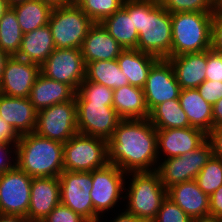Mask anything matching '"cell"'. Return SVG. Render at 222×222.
<instances>
[{
    "label": "cell",
    "mask_w": 222,
    "mask_h": 222,
    "mask_svg": "<svg viewBox=\"0 0 222 222\" xmlns=\"http://www.w3.org/2000/svg\"><path fill=\"white\" fill-rule=\"evenodd\" d=\"M107 161L125 173L156 171L157 129L148 118L119 122L107 140Z\"/></svg>",
    "instance_id": "6da1fadb"
},
{
    "label": "cell",
    "mask_w": 222,
    "mask_h": 222,
    "mask_svg": "<svg viewBox=\"0 0 222 222\" xmlns=\"http://www.w3.org/2000/svg\"><path fill=\"white\" fill-rule=\"evenodd\" d=\"M127 14L133 15L139 35L137 50L159 59L171 57V14L158 0H127Z\"/></svg>",
    "instance_id": "7a4b0ae2"
},
{
    "label": "cell",
    "mask_w": 222,
    "mask_h": 222,
    "mask_svg": "<svg viewBox=\"0 0 222 222\" xmlns=\"http://www.w3.org/2000/svg\"><path fill=\"white\" fill-rule=\"evenodd\" d=\"M16 166L32 178L59 177L63 168V143L39 136L24 134L16 143Z\"/></svg>",
    "instance_id": "3957f363"
},
{
    "label": "cell",
    "mask_w": 222,
    "mask_h": 222,
    "mask_svg": "<svg viewBox=\"0 0 222 222\" xmlns=\"http://www.w3.org/2000/svg\"><path fill=\"white\" fill-rule=\"evenodd\" d=\"M126 178H129L127 183L130 182L124 189L125 211L144 222H152L167 197L159 174L156 171L129 172Z\"/></svg>",
    "instance_id": "277c9868"
},
{
    "label": "cell",
    "mask_w": 222,
    "mask_h": 222,
    "mask_svg": "<svg viewBox=\"0 0 222 222\" xmlns=\"http://www.w3.org/2000/svg\"><path fill=\"white\" fill-rule=\"evenodd\" d=\"M213 13L178 12L171 14V57L211 49Z\"/></svg>",
    "instance_id": "5b68a950"
},
{
    "label": "cell",
    "mask_w": 222,
    "mask_h": 222,
    "mask_svg": "<svg viewBox=\"0 0 222 222\" xmlns=\"http://www.w3.org/2000/svg\"><path fill=\"white\" fill-rule=\"evenodd\" d=\"M94 22L73 4L53 8L49 28L58 49H81L89 28Z\"/></svg>",
    "instance_id": "8992f818"
},
{
    "label": "cell",
    "mask_w": 222,
    "mask_h": 222,
    "mask_svg": "<svg viewBox=\"0 0 222 222\" xmlns=\"http://www.w3.org/2000/svg\"><path fill=\"white\" fill-rule=\"evenodd\" d=\"M107 164V140L103 138L77 133L63 143L64 170L92 172Z\"/></svg>",
    "instance_id": "52a82bcc"
},
{
    "label": "cell",
    "mask_w": 222,
    "mask_h": 222,
    "mask_svg": "<svg viewBox=\"0 0 222 222\" xmlns=\"http://www.w3.org/2000/svg\"><path fill=\"white\" fill-rule=\"evenodd\" d=\"M127 173L113 164L92 171V189L90 197L94 208V222L99 216L104 217L112 208L119 207L118 202L124 200Z\"/></svg>",
    "instance_id": "ba28073f"
},
{
    "label": "cell",
    "mask_w": 222,
    "mask_h": 222,
    "mask_svg": "<svg viewBox=\"0 0 222 222\" xmlns=\"http://www.w3.org/2000/svg\"><path fill=\"white\" fill-rule=\"evenodd\" d=\"M213 155V147L207 138L199 147L174 158L159 159L156 172L163 186H171L194 180Z\"/></svg>",
    "instance_id": "9c48e42d"
},
{
    "label": "cell",
    "mask_w": 222,
    "mask_h": 222,
    "mask_svg": "<svg viewBox=\"0 0 222 222\" xmlns=\"http://www.w3.org/2000/svg\"><path fill=\"white\" fill-rule=\"evenodd\" d=\"M39 136L66 143L77 129V105L75 97L66 102L57 103L37 113L36 128Z\"/></svg>",
    "instance_id": "30bf717a"
},
{
    "label": "cell",
    "mask_w": 222,
    "mask_h": 222,
    "mask_svg": "<svg viewBox=\"0 0 222 222\" xmlns=\"http://www.w3.org/2000/svg\"><path fill=\"white\" fill-rule=\"evenodd\" d=\"M85 69L81 49L56 48L40 66V73L49 79L69 85L77 92L85 80Z\"/></svg>",
    "instance_id": "8fae6325"
},
{
    "label": "cell",
    "mask_w": 222,
    "mask_h": 222,
    "mask_svg": "<svg viewBox=\"0 0 222 222\" xmlns=\"http://www.w3.org/2000/svg\"><path fill=\"white\" fill-rule=\"evenodd\" d=\"M60 201L88 222H94V208L90 197L92 172L67 171L59 175Z\"/></svg>",
    "instance_id": "7c38bea8"
},
{
    "label": "cell",
    "mask_w": 222,
    "mask_h": 222,
    "mask_svg": "<svg viewBox=\"0 0 222 222\" xmlns=\"http://www.w3.org/2000/svg\"><path fill=\"white\" fill-rule=\"evenodd\" d=\"M113 103L76 102L78 133L108 140L122 120Z\"/></svg>",
    "instance_id": "4fadbf2b"
},
{
    "label": "cell",
    "mask_w": 222,
    "mask_h": 222,
    "mask_svg": "<svg viewBox=\"0 0 222 222\" xmlns=\"http://www.w3.org/2000/svg\"><path fill=\"white\" fill-rule=\"evenodd\" d=\"M32 177L17 166L0 174V214L27 216Z\"/></svg>",
    "instance_id": "5bb4252c"
},
{
    "label": "cell",
    "mask_w": 222,
    "mask_h": 222,
    "mask_svg": "<svg viewBox=\"0 0 222 222\" xmlns=\"http://www.w3.org/2000/svg\"><path fill=\"white\" fill-rule=\"evenodd\" d=\"M180 91L171 63L159 59L150 69L143 87L148 111L167 100L179 99Z\"/></svg>",
    "instance_id": "9a60e30c"
},
{
    "label": "cell",
    "mask_w": 222,
    "mask_h": 222,
    "mask_svg": "<svg viewBox=\"0 0 222 222\" xmlns=\"http://www.w3.org/2000/svg\"><path fill=\"white\" fill-rule=\"evenodd\" d=\"M40 73L38 64L28 62L16 56H10L6 61L0 80V94L27 98Z\"/></svg>",
    "instance_id": "2e32d148"
},
{
    "label": "cell",
    "mask_w": 222,
    "mask_h": 222,
    "mask_svg": "<svg viewBox=\"0 0 222 222\" xmlns=\"http://www.w3.org/2000/svg\"><path fill=\"white\" fill-rule=\"evenodd\" d=\"M206 139V133L193 127L157 129L158 157L167 159L181 156L199 147Z\"/></svg>",
    "instance_id": "e0dca14e"
},
{
    "label": "cell",
    "mask_w": 222,
    "mask_h": 222,
    "mask_svg": "<svg viewBox=\"0 0 222 222\" xmlns=\"http://www.w3.org/2000/svg\"><path fill=\"white\" fill-rule=\"evenodd\" d=\"M60 203L59 177L32 178L26 216L30 222H41Z\"/></svg>",
    "instance_id": "ac0fdd59"
},
{
    "label": "cell",
    "mask_w": 222,
    "mask_h": 222,
    "mask_svg": "<svg viewBox=\"0 0 222 222\" xmlns=\"http://www.w3.org/2000/svg\"><path fill=\"white\" fill-rule=\"evenodd\" d=\"M38 111L29 98L0 94V117L21 136L35 131Z\"/></svg>",
    "instance_id": "d6986e66"
},
{
    "label": "cell",
    "mask_w": 222,
    "mask_h": 222,
    "mask_svg": "<svg viewBox=\"0 0 222 222\" xmlns=\"http://www.w3.org/2000/svg\"><path fill=\"white\" fill-rule=\"evenodd\" d=\"M124 49L101 23H94L88 30L81 53L85 64L92 61L117 59Z\"/></svg>",
    "instance_id": "ffe728a7"
},
{
    "label": "cell",
    "mask_w": 222,
    "mask_h": 222,
    "mask_svg": "<svg viewBox=\"0 0 222 222\" xmlns=\"http://www.w3.org/2000/svg\"><path fill=\"white\" fill-rule=\"evenodd\" d=\"M167 60L181 89L197 88L206 80L207 51L186 53Z\"/></svg>",
    "instance_id": "44dd1931"
},
{
    "label": "cell",
    "mask_w": 222,
    "mask_h": 222,
    "mask_svg": "<svg viewBox=\"0 0 222 222\" xmlns=\"http://www.w3.org/2000/svg\"><path fill=\"white\" fill-rule=\"evenodd\" d=\"M167 197L190 218L210 215L209 196L199 188L195 179L171 186L167 189Z\"/></svg>",
    "instance_id": "7402d4cb"
},
{
    "label": "cell",
    "mask_w": 222,
    "mask_h": 222,
    "mask_svg": "<svg viewBox=\"0 0 222 222\" xmlns=\"http://www.w3.org/2000/svg\"><path fill=\"white\" fill-rule=\"evenodd\" d=\"M74 97L75 91L69 85L39 73L28 98L35 109L40 111L54 104L70 101Z\"/></svg>",
    "instance_id": "603a6c76"
},
{
    "label": "cell",
    "mask_w": 222,
    "mask_h": 222,
    "mask_svg": "<svg viewBox=\"0 0 222 222\" xmlns=\"http://www.w3.org/2000/svg\"><path fill=\"white\" fill-rule=\"evenodd\" d=\"M179 102L187 114L190 127L208 135L213 128L212 105L203 99L197 88L181 89Z\"/></svg>",
    "instance_id": "cb8c5ba5"
},
{
    "label": "cell",
    "mask_w": 222,
    "mask_h": 222,
    "mask_svg": "<svg viewBox=\"0 0 222 222\" xmlns=\"http://www.w3.org/2000/svg\"><path fill=\"white\" fill-rule=\"evenodd\" d=\"M116 60L129 84L143 89L150 69L159 58L137 49H124Z\"/></svg>",
    "instance_id": "d4e9b609"
},
{
    "label": "cell",
    "mask_w": 222,
    "mask_h": 222,
    "mask_svg": "<svg viewBox=\"0 0 222 222\" xmlns=\"http://www.w3.org/2000/svg\"><path fill=\"white\" fill-rule=\"evenodd\" d=\"M56 49L49 25L23 34L21 47L16 57L39 66Z\"/></svg>",
    "instance_id": "484cf974"
},
{
    "label": "cell",
    "mask_w": 222,
    "mask_h": 222,
    "mask_svg": "<svg viewBox=\"0 0 222 222\" xmlns=\"http://www.w3.org/2000/svg\"><path fill=\"white\" fill-rule=\"evenodd\" d=\"M112 105L122 120L149 117L143 89L130 84L113 90Z\"/></svg>",
    "instance_id": "4316f807"
},
{
    "label": "cell",
    "mask_w": 222,
    "mask_h": 222,
    "mask_svg": "<svg viewBox=\"0 0 222 222\" xmlns=\"http://www.w3.org/2000/svg\"><path fill=\"white\" fill-rule=\"evenodd\" d=\"M101 25L123 49L137 48L139 35L134 27L133 15L127 14V0L113 15L106 17Z\"/></svg>",
    "instance_id": "83f0119b"
},
{
    "label": "cell",
    "mask_w": 222,
    "mask_h": 222,
    "mask_svg": "<svg viewBox=\"0 0 222 222\" xmlns=\"http://www.w3.org/2000/svg\"><path fill=\"white\" fill-rule=\"evenodd\" d=\"M18 19L23 34L49 23L53 8L41 0H26L11 7Z\"/></svg>",
    "instance_id": "f1b7e54d"
},
{
    "label": "cell",
    "mask_w": 222,
    "mask_h": 222,
    "mask_svg": "<svg viewBox=\"0 0 222 222\" xmlns=\"http://www.w3.org/2000/svg\"><path fill=\"white\" fill-rule=\"evenodd\" d=\"M85 80L102 84L113 90L129 84L116 59L86 63Z\"/></svg>",
    "instance_id": "f546056e"
},
{
    "label": "cell",
    "mask_w": 222,
    "mask_h": 222,
    "mask_svg": "<svg viewBox=\"0 0 222 222\" xmlns=\"http://www.w3.org/2000/svg\"><path fill=\"white\" fill-rule=\"evenodd\" d=\"M148 120L156 129L190 127L187 114L180 106L179 99L167 100L155 106L149 112Z\"/></svg>",
    "instance_id": "4dcf8cb0"
},
{
    "label": "cell",
    "mask_w": 222,
    "mask_h": 222,
    "mask_svg": "<svg viewBox=\"0 0 222 222\" xmlns=\"http://www.w3.org/2000/svg\"><path fill=\"white\" fill-rule=\"evenodd\" d=\"M23 33L14 10L10 7L0 19V48L10 56L20 50Z\"/></svg>",
    "instance_id": "1f68e13d"
},
{
    "label": "cell",
    "mask_w": 222,
    "mask_h": 222,
    "mask_svg": "<svg viewBox=\"0 0 222 222\" xmlns=\"http://www.w3.org/2000/svg\"><path fill=\"white\" fill-rule=\"evenodd\" d=\"M195 180L205 194L214 193L222 185V159L212 155Z\"/></svg>",
    "instance_id": "d6a6232c"
},
{
    "label": "cell",
    "mask_w": 222,
    "mask_h": 222,
    "mask_svg": "<svg viewBox=\"0 0 222 222\" xmlns=\"http://www.w3.org/2000/svg\"><path fill=\"white\" fill-rule=\"evenodd\" d=\"M76 102L113 103V89L99 83L84 80L77 92Z\"/></svg>",
    "instance_id": "836d02e7"
},
{
    "label": "cell",
    "mask_w": 222,
    "mask_h": 222,
    "mask_svg": "<svg viewBox=\"0 0 222 222\" xmlns=\"http://www.w3.org/2000/svg\"><path fill=\"white\" fill-rule=\"evenodd\" d=\"M125 0H85L79 7L94 22L101 23L119 10Z\"/></svg>",
    "instance_id": "e575fe53"
},
{
    "label": "cell",
    "mask_w": 222,
    "mask_h": 222,
    "mask_svg": "<svg viewBox=\"0 0 222 222\" xmlns=\"http://www.w3.org/2000/svg\"><path fill=\"white\" fill-rule=\"evenodd\" d=\"M163 8L170 14L178 12H204L215 11V0H158Z\"/></svg>",
    "instance_id": "d590c367"
},
{
    "label": "cell",
    "mask_w": 222,
    "mask_h": 222,
    "mask_svg": "<svg viewBox=\"0 0 222 222\" xmlns=\"http://www.w3.org/2000/svg\"><path fill=\"white\" fill-rule=\"evenodd\" d=\"M191 219L177 204L166 197L152 222H191Z\"/></svg>",
    "instance_id": "8d00e7d4"
},
{
    "label": "cell",
    "mask_w": 222,
    "mask_h": 222,
    "mask_svg": "<svg viewBox=\"0 0 222 222\" xmlns=\"http://www.w3.org/2000/svg\"><path fill=\"white\" fill-rule=\"evenodd\" d=\"M41 222H88L80 214L63 204L57 205Z\"/></svg>",
    "instance_id": "74e56055"
},
{
    "label": "cell",
    "mask_w": 222,
    "mask_h": 222,
    "mask_svg": "<svg viewBox=\"0 0 222 222\" xmlns=\"http://www.w3.org/2000/svg\"><path fill=\"white\" fill-rule=\"evenodd\" d=\"M206 80L222 82V54L207 50Z\"/></svg>",
    "instance_id": "f35d334b"
},
{
    "label": "cell",
    "mask_w": 222,
    "mask_h": 222,
    "mask_svg": "<svg viewBox=\"0 0 222 222\" xmlns=\"http://www.w3.org/2000/svg\"><path fill=\"white\" fill-rule=\"evenodd\" d=\"M15 167L16 143L0 142V174L10 171Z\"/></svg>",
    "instance_id": "ab89813d"
},
{
    "label": "cell",
    "mask_w": 222,
    "mask_h": 222,
    "mask_svg": "<svg viewBox=\"0 0 222 222\" xmlns=\"http://www.w3.org/2000/svg\"><path fill=\"white\" fill-rule=\"evenodd\" d=\"M197 90L203 99L211 105L222 98V82L220 81L205 80L197 87Z\"/></svg>",
    "instance_id": "60d3db41"
},
{
    "label": "cell",
    "mask_w": 222,
    "mask_h": 222,
    "mask_svg": "<svg viewBox=\"0 0 222 222\" xmlns=\"http://www.w3.org/2000/svg\"><path fill=\"white\" fill-rule=\"evenodd\" d=\"M211 48L222 54V14L214 11L211 24Z\"/></svg>",
    "instance_id": "b9f144b4"
},
{
    "label": "cell",
    "mask_w": 222,
    "mask_h": 222,
    "mask_svg": "<svg viewBox=\"0 0 222 222\" xmlns=\"http://www.w3.org/2000/svg\"><path fill=\"white\" fill-rule=\"evenodd\" d=\"M209 214L222 217V185L209 196Z\"/></svg>",
    "instance_id": "7bdbcfd3"
},
{
    "label": "cell",
    "mask_w": 222,
    "mask_h": 222,
    "mask_svg": "<svg viewBox=\"0 0 222 222\" xmlns=\"http://www.w3.org/2000/svg\"><path fill=\"white\" fill-rule=\"evenodd\" d=\"M213 147V155L222 159V125L213 127L207 135Z\"/></svg>",
    "instance_id": "ee69618b"
},
{
    "label": "cell",
    "mask_w": 222,
    "mask_h": 222,
    "mask_svg": "<svg viewBox=\"0 0 222 222\" xmlns=\"http://www.w3.org/2000/svg\"><path fill=\"white\" fill-rule=\"evenodd\" d=\"M19 137L12 126L0 117V142L17 143Z\"/></svg>",
    "instance_id": "f6af8a7d"
},
{
    "label": "cell",
    "mask_w": 222,
    "mask_h": 222,
    "mask_svg": "<svg viewBox=\"0 0 222 222\" xmlns=\"http://www.w3.org/2000/svg\"><path fill=\"white\" fill-rule=\"evenodd\" d=\"M116 218L114 219H110V222H144L143 220H140L139 218H137L136 216L128 213L127 211H125L124 209L118 213L116 216ZM101 216L98 217V219L95 222H101Z\"/></svg>",
    "instance_id": "bcb514c9"
},
{
    "label": "cell",
    "mask_w": 222,
    "mask_h": 222,
    "mask_svg": "<svg viewBox=\"0 0 222 222\" xmlns=\"http://www.w3.org/2000/svg\"><path fill=\"white\" fill-rule=\"evenodd\" d=\"M213 127L222 125V98L212 105Z\"/></svg>",
    "instance_id": "7dc6e473"
},
{
    "label": "cell",
    "mask_w": 222,
    "mask_h": 222,
    "mask_svg": "<svg viewBox=\"0 0 222 222\" xmlns=\"http://www.w3.org/2000/svg\"><path fill=\"white\" fill-rule=\"evenodd\" d=\"M0 222H30L26 217L20 215L0 214Z\"/></svg>",
    "instance_id": "c3c4849f"
},
{
    "label": "cell",
    "mask_w": 222,
    "mask_h": 222,
    "mask_svg": "<svg viewBox=\"0 0 222 222\" xmlns=\"http://www.w3.org/2000/svg\"><path fill=\"white\" fill-rule=\"evenodd\" d=\"M9 57H10V55L7 54L6 52H4L0 48V80H1L2 75H3V71H4V67H5L6 61L8 60Z\"/></svg>",
    "instance_id": "681fc988"
},
{
    "label": "cell",
    "mask_w": 222,
    "mask_h": 222,
    "mask_svg": "<svg viewBox=\"0 0 222 222\" xmlns=\"http://www.w3.org/2000/svg\"><path fill=\"white\" fill-rule=\"evenodd\" d=\"M43 3L50 5L52 8L69 5L66 0H41Z\"/></svg>",
    "instance_id": "f907efd6"
},
{
    "label": "cell",
    "mask_w": 222,
    "mask_h": 222,
    "mask_svg": "<svg viewBox=\"0 0 222 222\" xmlns=\"http://www.w3.org/2000/svg\"><path fill=\"white\" fill-rule=\"evenodd\" d=\"M191 222H218V218L212 215L192 218Z\"/></svg>",
    "instance_id": "816d5d0a"
},
{
    "label": "cell",
    "mask_w": 222,
    "mask_h": 222,
    "mask_svg": "<svg viewBox=\"0 0 222 222\" xmlns=\"http://www.w3.org/2000/svg\"><path fill=\"white\" fill-rule=\"evenodd\" d=\"M9 8L6 0H0V19Z\"/></svg>",
    "instance_id": "f5cc1de1"
},
{
    "label": "cell",
    "mask_w": 222,
    "mask_h": 222,
    "mask_svg": "<svg viewBox=\"0 0 222 222\" xmlns=\"http://www.w3.org/2000/svg\"><path fill=\"white\" fill-rule=\"evenodd\" d=\"M215 11L222 14V0H215Z\"/></svg>",
    "instance_id": "db71d44e"
},
{
    "label": "cell",
    "mask_w": 222,
    "mask_h": 222,
    "mask_svg": "<svg viewBox=\"0 0 222 222\" xmlns=\"http://www.w3.org/2000/svg\"><path fill=\"white\" fill-rule=\"evenodd\" d=\"M9 7L25 2L26 0H6Z\"/></svg>",
    "instance_id": "11a10c76"
},
{
    "label": "cell",
    "mask_w": 222,
    "mask_h": 222,
    "mask_svg": "<svg viewBox=\"0 0 222 222\" xmlns=\"http://www.w3.org/2000/svg\"><path fill=\"white\" fill-rule=\"evenodd\" d=\"M85 0H76L73 5L80 6Z\"/></svg>",
    "instance_id": "9f6ffc18"
},
{
    "label": "cell",
    "mask_w": 222,
    "mask_h": 222,
    "mask_svg": "<svg viewBox=\"0 0 222 222\" xmlns=\"http://www.w3.org/2000/svg\"><path fill=\"white\" fill-rule=\"evenodd\" d=\"M69 4H73L76 0H66Z\"/></svg>",
    "instance_id": "6f0895ef"
},
{
    "label": "cell",
    "mask_w": 222,
    "mask_h": 222,
    "mask_svg": "<svg viewBox=\"0 0 222 222\" xmlns=\"http://www.w3.org/2000/svg\"><path fill=\"white\" fill-rule=\"evenodd\" d=\"M218 222H222V217H221V218H218Z\"/></svg>",
    "instance_id": "680465c9"
}]
</instances>
